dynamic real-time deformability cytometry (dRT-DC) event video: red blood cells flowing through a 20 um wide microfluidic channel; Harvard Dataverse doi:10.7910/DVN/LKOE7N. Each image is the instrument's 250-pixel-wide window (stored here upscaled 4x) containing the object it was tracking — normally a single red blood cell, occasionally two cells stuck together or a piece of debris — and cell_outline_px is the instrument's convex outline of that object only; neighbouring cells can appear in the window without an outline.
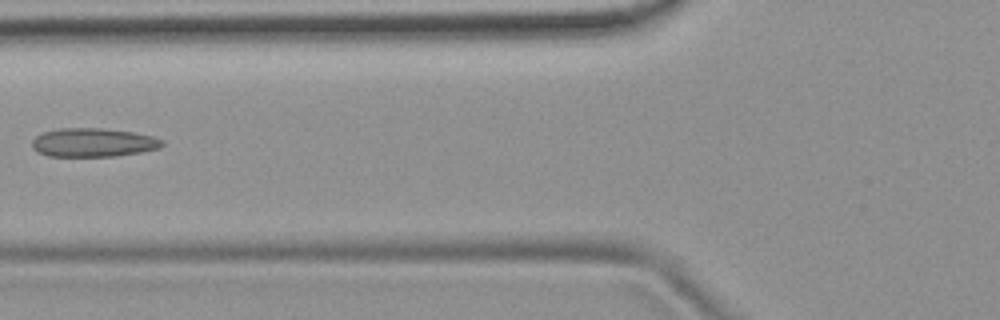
{"species": "common noctule bat (a hibernating species)", "species_latin": "Nyctalus noctula", "temperature_condition": "room temperature", "stored_images_in_passage": 5, "camera_frame_rate_fps": 3000, "um_per_image_px": 0.085, "animal": {"sex": "female", "body_mass_g": 19.9}, "frame": {"image": 1, "passage_image": 5, "time_ms": 4.667, "image_size_px": [1000, 320], "cell_outline_px": [[164, 144], [160, 148], [140, 152], [116, 156], [48, 156], [36, 152], [32, 148], [32, 140], [36, 136], [44, 132], [60, 128], [100, 128], [132, 132], [152, 136], [164, 140]], "centroid_in_image_um": [7.91, 12.12], "position_along_channel_um": 117.9, "area_um2": 21.79}}